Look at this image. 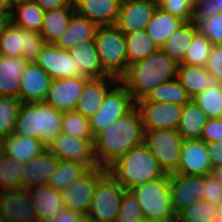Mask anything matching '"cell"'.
Here are the masks:
<instances>
[{
  "mask_svg": "<svg viewBox=\"0 0 222 222\" xmlns=\"http://www.w3.org/2000/svg\"><path fill=\"white\" fill-rule=\"evenodd\" d=\"M47 148L36 138L9 135L0 140V151L22 163L41 155Z\"/></svg>",
  "mask_w": 222,
  "mask_h": 222,
  "instance_id": "cell-26",
  "label": "cell"
},
{
  "mask_svg": "<svg viewBox=\"0 0 222 222\" xmlns=\"http://www.w3.org/2000/svg\"><path fill=\"white\" fill-rule=\"evenodd\" d=\"M0 222H9L0 212Z\"/></svg>",
  "mask_w": 222,
  "mask_h": 222,
  "instance_id": "cell-60",
  "label": "cell"
},
{
  "mask_svg": "<svg viewBox=\"0 0 222 222\" xmlns=\"http://www.w3.org/2000/svg\"><path fill=\"white\" fill-rule=\"evenodd\" d=\"M124 190L121 183L106 170L98 179L86 220L115 222Z\"/></svg>",
  "mask_w": 222,
  "mask_h": 222,
  "instance_id": "cell-7",
  "label": "cell"
},
{
  "mask_svg": "<svg viewBox=\"0 0 222 222\" xmlns=\"http://www.w3.org/2000/svg\"><path fill=\"white\" fill-rule=\"evenodd\" d=\"M205 69L214 82L222 83V44L213 45Z\"/></svg>",
  "mask_w": 222,
  "mask_h": 222,
  "instance_id": "cell-49",
  "label": "cell"
},
{
  "mask_svg": "<svg viewBox=\"0 0 222 222\" xmlns=\"http://www.w3.org/2000/svg\"><path fill=\"white\" fill-rule=\"evenodd\" d=\"M45 45V39L40 32L25 29V48L22 50V57L28 62H35Z\"/></svg>",
  "mask_w": 222,
  "mask_h": 222,
  "instance_id": "cell-46",
  "label": "cell"
},
{
  "mask_svg": "<svg viewBox=\"0 0 222 222\" xmlns=\"http://www.w3.org/2000/svg\"><path fill=\"white\" fill-rule=\"evenodd\" d=\"M36 211L37 222H48L53 216L65 210L60 190L48 185H36L24 189Z\"/></svg>",
  "mask_w": 222,
  "mask_h": 222,
  "instance_id": "cell-20",
  "label": "cell"
},
{
  "mask_svg": "<svg viewBox=\"0 0 222 222\" xmlns=\"http://www.w3.org/2000/svg\"><path fill=\"white\" fill-rule=\"evenodd\" d=\"M136 196L146 222H176L170 193V175L131 189Z\"/></svg>",
  "mask_w": 222,
  "mask_h": 222,
  "instance_id": "cell-5",
  "label": "cell"
},
{
  "mask_svg": "<svg viewBox=\"0 0 222 222\" xmlns=\"http://www.w3.org/2000/svg\"><path fill=\"white\" fill-rule=\"evenodd\" d=\"M33 1L36 2L44 11L49 9L74 6V2L72 0H33Z\"/></svg>",
  "mask_w": 222,
  "mask_h": 222,
  "instance_id": "cell-54",
  "label": "cell"
},
{
  "mask_svg": "<svg viewBox=\"0 0 222 222\" xmlns=\"http://www.w3.org/2000/svg\"><path fill=\"white\" fill-rule=\"evenodd\" d=\"M145 99L156 103H175L179 105H185L192 100L177 78L159 84Z\"/></svg>",
  "mask_w": 222,
  "mask_h": 222,
  "instance_id": "cell-36",
  "label": "cell"
},
{
  "mask_svg": "<svg viewBox=\"0 0 222 222\" xmlns=\"http://www.w3.org/2000/svg\"><path fill=\"white\" fill-rule=\"evenodd\" d=\"M201 140L206 143H222V118H209L203 128Z\"/></svg>",
  "mask_w": 222,
  "mask_h": 222,
  "instance_id": "cell-50",
  "label": "cell"
},
{
  "mask_svg": "<svg viewBox=\"0 0 222 222\" xmlns=\"http://www.w3.org/2000/svg\"><path fill=\"white\" fill-rule=\"evenodd\" d=\"M10 22V13L0 11V36Z\"/></svg>",
  "mask_w": 222,
  "mask_h": 222,
  "instance_id": "cell-55",
  "label": "cell"
},
{
  "mask_svg": "<svg viewBox=\"0 0 222 222\" xmlns=\"http://www.w3.org/2000/svg\"><path fill=\"white\" fill-rule=\"evenodd\" d=\"M52 78L36 62H29L21 75L19 97L21 103L44 102Z\"/></svg>",
  "mask_w": 222,
  "mask_h": 222,
  "instance_id": "cell-17",
  "label": "cell"
},
{
  "mask_svg": "<svg viewBox=\"0 0 222 222\" xmlns=\"http://www.w3.org/2000/svg\"><path fill=\"white\" fill-rule=\"evenodd\" d=\"M115 222H146L139 202L131 190H124Z\"/></svg>",
  "mask_w": 222,
  "mask_h": 222,
  "instance_id": "cell-44",
  "label": "cell"
},
{
  "mask_svg": "<svg viewBox=\"0 0 222 222\" xmlns=\"http://www.w3.org/2000/svg\"><path fill=\"white\" fill-rule=\"evenodd\" d=\"M12 8L10 0H0V11L10 13Z\"/></svg>",
  "mask_w": 222,
  "mask_h": 222,
  "instance_id": "cell-56",
  "label": "cell"
},
{
  "mask_svg": "<svg viewBox=\"0 0 222 222\" xmlns=\"http://www.w3.org/2000/svg\"><path fill=\"white\" fill-rule=\"evenodd\" d=\"M68 52L76 63V77L102 78L108 76L102 69L94 41L79 43Z\"/></svg>",
  "mask_w": 222,
  "mask_h": 222,
  "instance_id": "cell-24",
  "label": "cell"
},
{
  "mask_svg": "<svg viewBox=\"0 0 222 222\" xmlns=\"http://www.w3.org/2000/svg\"><path fill=\"white\" fill-rule=\"evenodd\" d=\"M0 212L9 222H37L34 205L24 189L0 191Z\"/></svg>",
  "mask_w": 222,
  "mask_h": 222,
  "instance_id": "cell-18",
  "label": "cell"
},
{
  "mask_svg": "<svg viewBox=\"0 0 222 222\" xmlns=\"http://www.w3.org/2000/svg\"><path fill=\"white\" fill-rule=\"evenodd\" d=\"M117 82L116 78L110 76L90 78L85 83L75 111L90 118L101 106L104 96Z\"/></svg>",
  "mask_w": 222,
  "mask_h": 222,
  "instance_id": "cell-22",
  "label": "cell"
},
{
  "mask_svg": "<svg viewBox=\"0 0 222 222\" xmlns=\"http://www.w3.org/2000/svg\"><path fill=\"white\" fill-rule=\"evenodd\" d=\"M20 104L17 98L0 96V140L12 135Z\"/></svg>",
  "mask_w": 222,
  "mask_h": 222,
  "instance_id": "cell-42",
  "label": "cell"
},
{
  "mask_svg": "<svg viewBox=\"0 0 222 222\" xmlns=\"http://www.w3.org/2000/svg\"><path fill=\"white\" fill-rule=\"evenodd\" d=\"M215 5L218 8L219 12L222 13V0H215Z\"/></svg>",
  "mask_w": 222,
  "mask_h": 222,
  "instance_id": "cell-58",
  "label": "cell"
},
{
  "mask_svg": "<svg viewBox=\"0 0 222 222\" xmlns=\"http://www.w3.org/2000/svg\"><path fill=\"white\" fill-rule=\"evenodd\" d=\"M192 21L196 24L197 31L204 34L213 45L222 44L221 12L204 19H192Z\"/></svg>",
  "mask_w": 222,
  "mask_h": 222,
  "instance_id": "cell-45",
  "label": "cell"
},
{
  "mask_svg": "<svg viewBox=\"0 0 222 222\" xmlns=\"http://www.w3.org/2000/svg\"><path fill=\"white\" fill-rule=\"evenodd\" d=\"M93 141L60 133L47 149L60 161L77 162L91 169L98 167L93 153Z\"/></svg>",
  "mask_w": 222,
  "mask_h": 222,
  "instance_id": "cell-12",
  "label": "cell"
},
{
  "mask_svg": "<svg viewBox=\"0 0 222 222\" xmlns=\"http://www.w3.org/2000/svg\"><path fill=\"white\" fill-rule=\"evenodd\" d=\"M122 0H75V12L98 26L116 23Z\"/></svg>",
  "mask_w": 222,
  "mask_h": 222,
  "instance_id": "cell-21",
  "label": "cell"
},
{
  "mask_svg": "<svg viewBox=\"0 0 222 222\" xmlns=\"http://www.w3.org/2000/svg\"><path fill=\"white\" fill-rule=\"evenodd\" d=\"M208 157L213 171L222 166V143H207Z\"/></svg>",
  "mask_w": 222,
  "mask_h": 222,
  "instance_id": "cell-52",
  "label": "cell"
},
{
  "mask_svg": "<svg viewBox=\"0 0 222 222\" xmlns=\"http://www.w3.org/2000/svg\"><path fill=\"white\" fill-rule=\"evenodd\" d=\"M207 143L201 139L183 140L180 162L175 174L206 176L214 171L208 157Z\"/></svg>",
  "mask_w": 222,
  "mask_h": 222,
  "instance_id": "cell-16",
  "label": "cell"
},
{
  "mask_svg": "<svg viewBox=\"0 0 222 222\" xmlns=\"http://www.w3.org/2000/svg\"><path fill=\"white\" fill-rule=\"evenodd\" d=\"M135 102L127 89L118 81L104 96L101 106L89 118L90 129L95 137L111 123L128 114Z\"/></svg>",
  "mask_w": 222,
  "mask_h": 222,
  "instance_id": "cell-9",
  "label": "cell"
},
{
  "mask_svg": "<svg viewBox=\"0 0 222 222\" xmlns=\"http://www.w3.org/2000/svg\"><path fill=\"white\" fill-rule=\"evenodd\" d=\"M184 23V20L165 11L158 5L145 31L158 48L161 49L166 41Z\"/></svg>",
  "mask_w": 222,
  "mask_h": 222,
  "instance_id": "cell-28",
  "label": "cell"
},
{
  "mask_svg": "<svg viewBox=\"0 0 222 222\" xmlns=\"http://www.w3.org/2000/svg\"><path fill=\"white\" fill-rule=\"evenodd\" d=\"M74 13V6L45 11L40 33L44 37L46 44H55L60 39Z\"/></svg>",
  "mask_w": 222,
  "mask_h": 222,
  "instance_id": "cell-29",
  "label": "cell"
},
{
  "mask_svg": "<svg viewBox=\"0 0 222 222\" xmlns=\"http://www.w3.org/2000/svg\"><path fill=\"white\" fill-rule=\"evenodd\" d=\"M95 46L103 71L118 81L128 69L124 34L115 26H99Z\"/></svg>",
  "mask_w": 222,
  "mask_h": 222,
  "instance_id": "cell-6",
  "label": "cell"
},
{
  "mask_svg": "<svg viewBox=\"0 0 222 222\" xmlns=\"http://www.w3.org/2000/svg\"><path fill=\"white\" fill-rule=\"evenodd\" d=\"M213 173L222 182V166L215 169Z\"/></svg>",
  "mask_w": 222,
  "mask_h": 222,
  "instance_id": "cell-57",
  "label": "cell"
},
{
  "mask_svg": "<svg viewBox=\"0 0 222 222\" xmlns=\"http://www.w3.org/2000/svg\"><path fill=\"white\" fill-rule=\"evenodd\" d=\"M59 159L46 149L41 155L24 164L21 189L36 185H47Z\"/></svg>",
  "mask_w": 222,
  "mask_h": 222,
  "instance_id": "cell-23",
  "label": "cell"
},
{
  "mask_svg": "<svg viewBox=\"0 0 222 222\" xmlns=\"http://www.w3.org/2000/svg\"><path fill=\"white\" fill-rule=\"evenodd\" d=\"M28 63L22 56L0 55V96L18 99L21 75Z\"/></svg>",
  "mask_w": 222,
  "mask_h": 222,
  "instance_id": "cell-25",
  "label": "cell"
},
{
  "mask_svg": "<svg viewBox=\"0 0 222 222\" xmlns=\"http://www.w3.org/2000/svg\"><path fill=\"white\" fill-rule=\"evenodd\" d=\"M204 176L170 174V193L176 216L204 199Z\"/></svg>",
  "mask_w": 222,
  "mask_h": 222,
  "instance_id": "cell-13",
  "label": "cell"
},
{
  "mask_svg": "<svg viewBox=\"0 0 222 222\" xmlns=\"http://www.w3.org/2000/svg\"><path fill=\"white\" fill-rule=\"evenodd\" d=\"M24 163L0 151V191L21 189Z\"/></svg>",
  "mask_w": 222,
  "mask_h": 222,
  "instance_id": "cell-38",
  "label": "cell"
},
{
  "mask_svg": "<svg viewBox=\"0 0 222 222\" xmlns=\"http://www.w3.org/2000/svg\"><path fill=\"white\" fill-rule=\"evenodd\" d=\"M176 78L187 91L191 99L214 83L211 75L205 69V66L180 64L177 67Z\"/></svg>",
  "mask_w": 222,
  "mask_h": 222,
  "instance_id": "cell-32",
  "label": "cell"
},
{
  "mask_svg": "<svg viewBox=\"0 0 222 222\" xmlns=\"http://www.w3.org/2000/svg\"><path fill=\"white\" fill-rule=\"evenodd\" d=\"M98 27L96 23L89 21L75 12L65 33L55 45L62 50L69 51L79 43L94 41Z\"/></svg>",
  "mask_w": 222,
  "mask_h": 222,
  "instance_id": "cell-27",
  "label": "cell"
},
{
  "mask_svg": "<svg viewBox=\"0 0 222 222\" xmlns=\"http://www.w3.org/2000/svg\"><path fill=\"white\" fill-rule=\"evenodd\" d=\"M45 11L33 0L18 3L10 12V21L13 25L40 32Z\"/></svg>",
  "mask_w": 222,
  "mask_h": 222,
  "instance_id": "cell-33",
  "label": "cell"
},
{
  "mask_svg": "<svg viewBox=\"0 0 222 222\" xmlns=\"http://www.w3.org/2000/svg\"><path fill=\"white\" fill-rule=\"evenodd\" d=\"M107 170L127 189L157 180L165 175L157 159L144 144L130 149Z\"/></svg>",
  "mask_w": 222,
  "mask_h": 222,
  "instance_id": "cell-4",
  "label": "cell"
},
{
  "mask_svg": "<svg viewBox=\"0 0 222 222\" xmlns=\"http://www.w3.org/2000/svg\"><path fill=\"white\" fill-rule=\"evenodd\" d=\"M52 78L76 77V63L68 51L55 44H46L35 61Z\"/></svg>",
  "mask_w": 222,
  "mask_h": 222,
  "instance_id": "cell-19",
  "label": "cell"
},
{
  "mask_svg": "<svg viewBox=\"0 0 222 222\" xmlns=\"http://www.w3.org/2000/svg\"><path fill=\"white\" fill-rule=\"evenodd\" d=\"M176 222H222V206H215L202 199L182 210Z\"/></svg>",
  "mask_w": 222,
  "mask_h": 222,
  "instance_id": "cell-35",
  "label": "cell"
},
{
  "mask_svg": "<svg viewBox=\"0 0 222 222\" xmlns=\"http://www.w3.org/2000/svg\"><path fill=\"white\" fill-rule=\"evenodd\" d=\"M144 126L134 107L98 133L93 141V153L98 167L108 168L130 149L143 144Z\"/></svg>",
  "mask_w": 222,
  "mask_h": 222,
  "instance_id": "cell-1",
  "label": "cell"
},
{
  "mask_svg": "<svg viewBox=\"0 0 222 222\" xmlns=\"http://www.w3.org/2000/svg\"><path fill=\"white\" fill-rule=\"evenodd\" d=\"M23 48H25V29L19 28L10 22L0 36V55L22 56Z\"/></svg>",
  "mask_w": 222,
  "mask_h": 222,
  "instance_id": "cell-40",
  "label": "cell"
},
{
  "mask_svg": "<svg viewBox=\"0 0 222 222\" xmlns=\"http://www.w3.org/2000/svg\"><path fill=\"white\" fill-rule=\"evenodd\" d=\"M208 119L205 112L191 100L183 105L177 132L183 140L201 139L203 128Z\"/></svg>",
  "mask_w": 222,
  "mask_h": 222,
  "instance_id": "cell-30",
  "label": "cell"
},
{
  "mask_svg": "<svg viewBox=\"0 0 222 222\" xmlns=\"http://www.w3.org/2000/svg\"><path fill=\"white\" fill-rule=\"evenodd\" d=\"M89 79L73 76L52 80L44 103L62 112L74 111Z\"/></svg>",
  "mask_w": 222,
  "mask_h": 222,
  "instance_id": "cell-15",
  "label": "cell"
},
{
  "mask_svg": "<svg viewBox=\"0 0 222 222\" xmlns=\"http://www.w3.org/2000/svg\"><path fill=\"white\" fill-rule=\"evenodd\" d=\"M219 13L215 0H194L192 19H204Z\"/></svg>",
  "mask_w": 222,
  "mask_h": 222,
  "instance_id": "cell-51",
  "label": "cell"
},
{
  "mask_svg": "<svg viewBox=\"0 0 222 222\" xmlns=\"http://www.w3.org/2000/svg\"><path fill=\"white\" fill-rule=\"evenodd\" d=\"M197 32L196 24L193 21L185 22L166 41L161 50L177 65L183 64L185 54Z\"/></svg>",
  "mask_w": 222,
  "mask_h": 222,
  "instance_id": "cell-31",
  "label": "cell"
},
{
  "mask_svg": "<svg viewBox=\"0 0 222 222\" xmlns=\"http://www.w3.org/2000/svg\"><path fill=\"white\" fill-rule=\"evenodd\" d=\"M158 5L154 0H122L115 26L123 34L145 30Z\"/></svg>",
  "mask_w": 222,
  "mask_h": 222,
  "instance_id": "cell-14",
  "label": "cell"
},
{
  "mask_svg": "<svg viewBox=\"0 0 222 222\" xmlns=\"http://www.w3.org/2000/svg\"><path fill=\"white\" fill-rule=\"evenodd\" d=\"M142 118L144 130H177L183 105L156 103L145 98L135 102Z\"/></svg>",
  "mask_w": 222,
  "mask_h": 222,
  "instance_id": "cell-11",
  "label": "cell"
},
{
  "mask_svg": "<svg viewBox=\"0 0 222 222\" xmlns=\"http://www.w3.org/2000/svg\"><path fill=\"white\" fill-rule=\"evenodd\" d=\"M183 139L177 130H144L143 144L165 174H174L180 162Z\"/></svg>",
  "mask_w": 222,
  "mask_h": 222,
  "instance_id": "cell-8",
  "label": "cell"
},
{
  "mask_svg": "<svg viewBox=\"0 0 222 222\" xmlns=\"http://www.w3.org/2000/svg\"><path fill=\"white\" fill-rule=\"evenodd\" d=\"M194 0H160L159 6L185 22L192 21Z\"/></svg>",
  "mask_w": 222,
  "mask_h": 222,
  "instance_id": "cell-47",
  "label": "cell"
},
{
  "mask_svg": "<svg viewBox=\"0 0 222 222\" xmlns=\"http://www.w3.org/2000/svg\"><path fill=\"white\" fill-rule=\"evenodd\" d=\"M63 112L44 102L21 103L13 135L36 138L48 148L61 133Z\"/></svg>",
  "mask_w": 222,
  "mask_h": 222,
  "instance_id": "cell-3",
  "label": "cell"
},
{
  "mask_svg": "<svg viewBox=\"0 0 222 222\" xmlns=\"http://www.w3.org/2000/svg\"><path fill=\"white\" fill-rule=\"evenodd\" d=\"M106 168L89 169L82 177L61 190L62 200L67 210L87 216L99 177Z\"/></svg>",
  "mask_w": 222,
  "mask_h": 222,
  "instance_id": "cell-10",
  "label": "cell"
},
{
  "mask_svg": "<svg viewBox=\"0 0 222 222\" xmlns=\"http://www.w3.org/2000/svg\"><path fill=\"white\" fill-rule=\"evenodd\" d=\"M89 169L80 163L71 161H58L54 173L49 178L47 185L56 190H62L73 181L82 177Z\"/></svg>",
  "mask_w": 222,
  "mask_h": 222,
  "instance_id": "cell-37",
  "label": "cell"
},
{
  "mask_svg": "<svg viewBox=\"0 0 222 222\" xmlns=\"http://www.w3.org/2000/svg\"><path fill=\"white\" fill-rule=\"evenodd\" d=\"M192 100L208 118H222V83L214 82Z\"/></svg>",
  "mask_w": 222,
  "mask_h": 222,
  "instance_id": "cell-39",
  "label": "cell"
},
{
  "mask_svg": "<svg viewBox=\"0 0 222 222\" xmlns=\"http://www.w3.org/2000/svg\"><path fill=\"white\" fill-rule=\"evenodd\" d=\"M213 44L204 34L197 32L191 41V46L187 50L183 64L190 66H205L211 53Z\"/></svg>",
  "mask_w": 222,
  "mask_h": 222,
  "instance_id": "cell-43",
  "label": "cell"
},
{
  "mask_svg": "<svg viewBox=\"0 0 222 222\" xmlns=\"http://www.w3.org/2000/svg\"><path fill=\"white\" fill-rule=\"evenodd\" d=\"M178 65L161 49L128 66L119 82L127 89L134 102L146 96L159 84L177 77Z\"/></svg>",
  "mask_w": 222,
  "mask_h": 222,
  "instance_id": "cell-2",
  "label": "cell"
},
{
  "mask_svg": "<svg viewBox=\"0 0 222 222\" xmlns=\"http://www.w3.org/2000/svg\"><path fill=\"white\" fill-rule=\"evenodd\" d=\"M61 133L82 139L94 140L89 118H86L75 110L63 112Z\"/></svg>",
  "mask_w": 222,
  "mask_h": 222,
  "instance_id": "cell-41",
  "label": "cell"
},
{
  "mask_svg": "<svg viewBox=\"0 0 222 222\" xmlns=\"http://www.w3.org/2000/svg\"><path fill=\"white\" fill-rule=\"evenodd\" d=\"M204 200L215 206L222 205V182L214 173L204 176Z\"/></svg>",
  "mask_w": 222,
  "mask_h": 222,
  "instance_id": "cell-48",
  "label": "cell"
},
{
  "mask_svg": "<svg viewBox=\"0 0 222 222\" xmlns=\"http://www.w3.org/2000/svg\"><path fill=\"white\" fill-rule=\"evenodd\" d=\"M124 36L128 66L159 50L145 30H136L135 32L124 34Z\"/></svg>",
  "mask_w": 222,
  "mask_h": 222,
  "instance_id": "cell-34",
  "label": "cell"
},
{
  "mask_svg": "<svg viewBox=\"0 0 222 222\" xmlns=\"http://www.w3.org/2000/svg\"><path fill=\"white\" fill-rule=\"evenodd\" d=\"M86 217L71 211V210H63L62 212L53 216L48 222H85Z\"/></svg>",
  "mask_w": 222,
  "mask_h": 222,
  "instance_id": "cell-53",
  "label": "cell"
},
{
  "mask_svg": "<svg viewBox=\"0 0 222 222\" xmlns=\"http://www.w3.org/2000/svg\"><path fill=\"white\" fill-rule=\"evenodd\" d=\"M11 4L14 6L18 3H22V2H26V1H30V0H10Z\"/></svg>",
  "mask_w": 222,
  "mask_h": 222,
  "instance_id": "cell-59",
  "label": "cell"
}]
</instances>
